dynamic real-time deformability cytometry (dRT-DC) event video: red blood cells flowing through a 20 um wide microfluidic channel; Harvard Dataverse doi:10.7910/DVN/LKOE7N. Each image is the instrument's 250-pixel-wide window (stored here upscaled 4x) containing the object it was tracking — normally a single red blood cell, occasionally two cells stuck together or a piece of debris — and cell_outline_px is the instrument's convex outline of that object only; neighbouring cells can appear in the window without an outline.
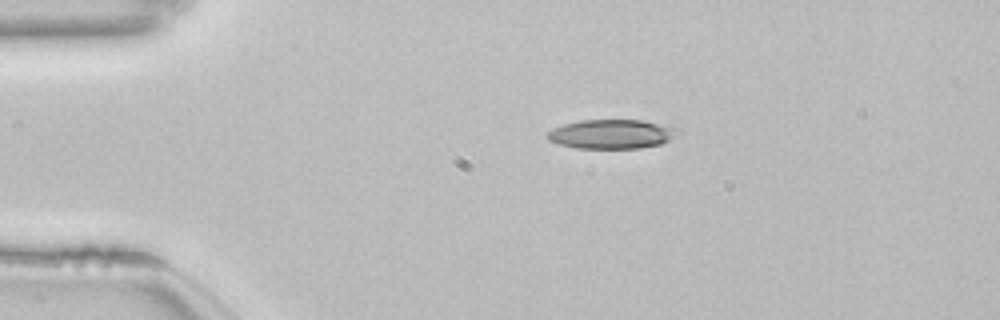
{"species": "common noctule bat (a hibernating species)", "species_latin": "Nyctalus noctula", "temperature_condition": "room temperature", "stored_images_in_passage": 43, "camera_frame_rate_fps": 3000, "um_per_image_px": 0.085, "animal": {"sex": "female", "body_mass_g": 22.7, "forearm_length_mm": 54.2}, "frame": {"image": 1, "passage_image": 1, "time_ms": 0.0, "image_size_px": [1000, 320], "cell_outline_px": [[680, 132], [668, 140], [660, 144], [640, 148], [576, 148], [560, 144], [548, 140], [544, 136], [544, 132], [564, 124], [580, 120], [644, 120], [668, 124], [680, 128]], "centroid_in_image_um": [52.0, 11.38], "position_along_channel_um": 33.0, "area_um2": 22.54}}
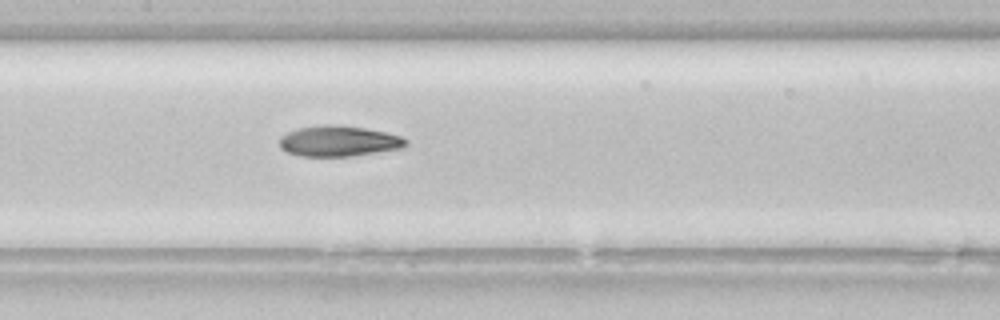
{"frame": {"image": 2, "passage_image": 16, "time_ms": 5.0, "image_size_px": [1000, 320], "cell_outline_px": [[408, 144], [404, 148], [352, 156], [300, 156], [288, 152], [280, 148], [280, 136], [288, 132], [300, 128], [324, 124], [328, 124], [364, 128], [384, 132], [400, 136], [408, 140]], "centroid_in_image_um": [28.81, 12.0], "position_along_channel_um": 178.6, "area_um2": 22.48}}
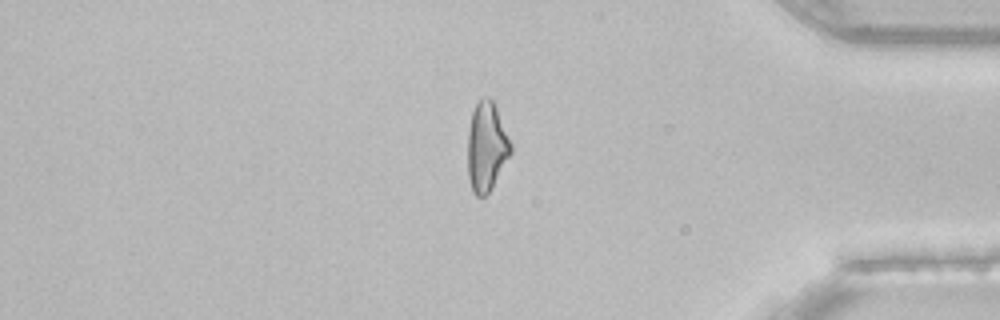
{"frame": {"image": 3, "passage_image": 35, "time_ms": 11.333, "image_size_px": [1000, 320], "cell_outline_px": [[512, 152], [492, 188], [484, 196], [476, 196], [472, 192], [468, 180], [468, 128], [472, 112], [476, 104], [484, 96], [488, 96], [492, 100], [496, 108], [512, 144]], "centroid_in_image_um": [41.35, 12.5], "position_along_channel_um": 393.9, "area_um2": 22.43}, "authors_computed_cell_mechanics": {"area_um2": 22.7154, "velocity_mm_per_s": 3.8537, "shape_relaxation_time_tau1_ms": 10.3795, "shape_relaxation_time_tau2_ms": 7.4811, "deformation_change_tau1": 0.2672, "deformation_change_tau2": 0.1519}}